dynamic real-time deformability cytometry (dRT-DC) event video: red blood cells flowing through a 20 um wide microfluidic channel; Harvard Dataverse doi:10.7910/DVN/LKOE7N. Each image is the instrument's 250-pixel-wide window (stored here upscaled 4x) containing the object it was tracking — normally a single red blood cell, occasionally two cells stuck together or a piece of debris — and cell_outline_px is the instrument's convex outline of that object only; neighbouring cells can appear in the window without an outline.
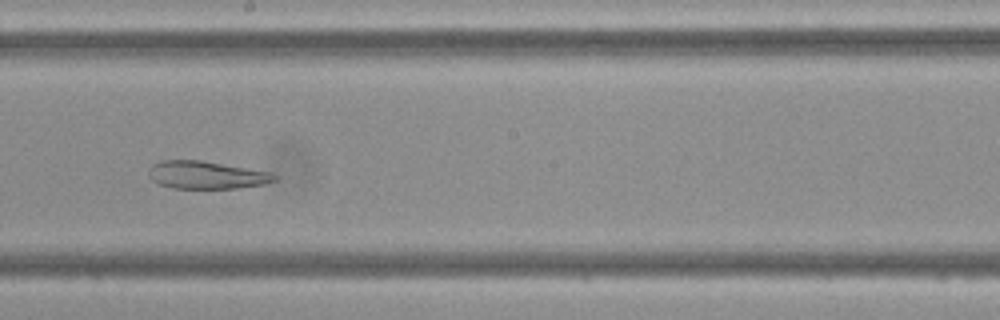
{"species": "Egyptian fruit bat (a non-hibernating species)", "species_latin": "Rousettus aegyptiacus", "temperature_condition": "cold", "stored_images_in_passage": 48, "camera_frame_rate_fps": 3000, "um_per_image_px": 0.085, "frame": {"image": 1, "passage_image": 27, "time_ms": 8.667, "image_size_px": [1000, 320], "cell_outline_px": [[280, 176], [276, 180], [264, 184], [236, 188], [172, 188], [160, 184], [152, 180], [148, 176], [148, 168], [152, 164], [160, 160], [200, 160], [272, 172]], "centroid_in_image_um": [17.54, 14.87], "position_along_channel_um": 230.7, "area_um2": 20.46}}
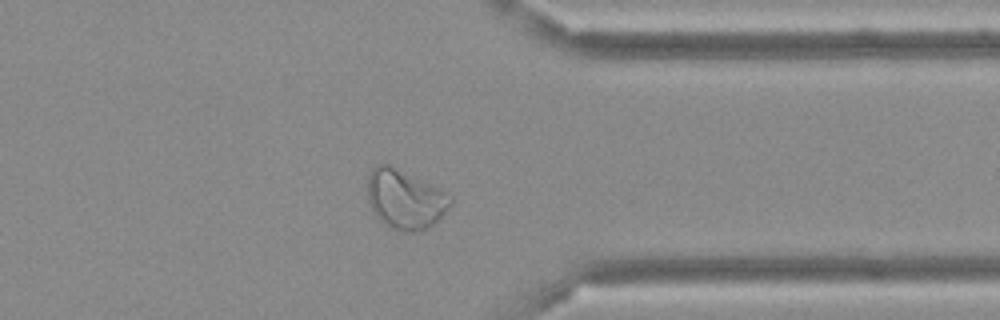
{"frame": {"image": 2, "passage_image": 38, "time_ms": 12.333, "image_size_px": [1000, 320], "cell_outline_px": [[452, 204], [428, 228], [420, 232], [400, 232], [384, 224], [372, 212], [368, 204], [368, 172], [376, 164], [392, 164], [452, 196]], "centroid_in_image_um": [34.38, 16.93], "position_along_channel_um": 377.0, "area_um2": 28.84}}
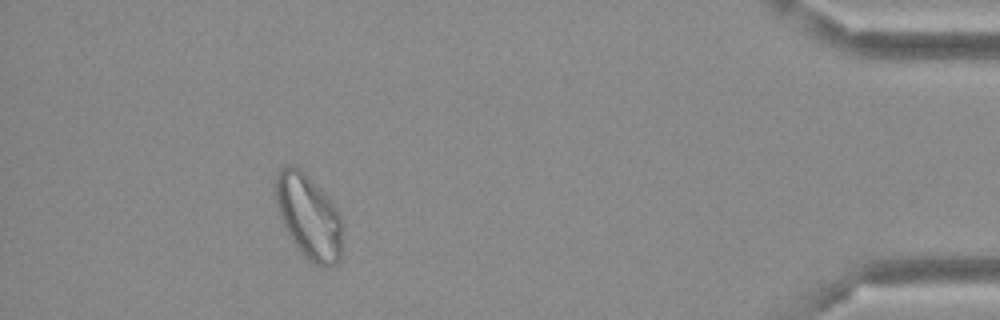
{"frame": {"image": 3, "passage_image": 44, "time_ms": 14.333, "image_size_px": [1000, 320], "cell_outline_px": [[344, 224], [340, 260], [332, 268], [324, 268], [312, 264], [300, 252], [292, 240], [280, 216], [276, 204], [276, 176], [280, 168], [288, 164], [292, 164], [300, 168], [308, 176], [336, 208]], "centroid_in_image_um": [26.27, 18.47], "position_along_channel_um": 408.9, "area_um2": 33.06}}